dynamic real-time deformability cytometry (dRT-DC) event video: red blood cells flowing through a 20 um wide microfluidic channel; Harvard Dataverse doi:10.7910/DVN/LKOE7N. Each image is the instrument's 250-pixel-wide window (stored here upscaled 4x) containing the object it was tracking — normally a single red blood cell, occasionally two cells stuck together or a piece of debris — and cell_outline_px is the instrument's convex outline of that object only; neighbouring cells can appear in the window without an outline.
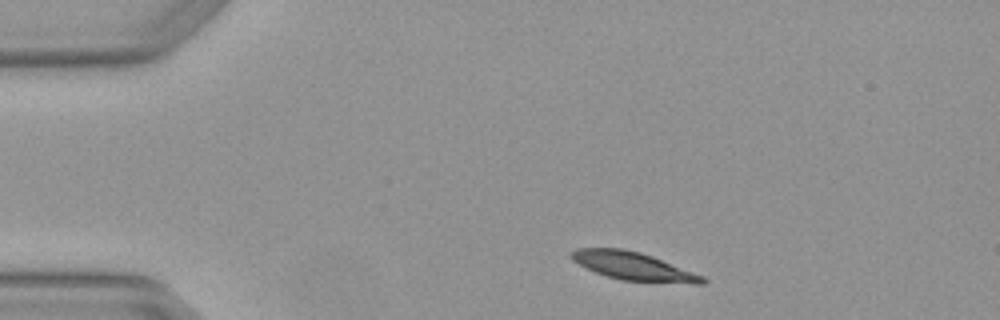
{"species": "Egyptian fruit bat (a non-hibernating species)", "species_latin": "Rousettus aegyptiacus", "temperature_condition": "warm", "stored_images_in_passage": 2, "camera_frame_rate_fps": 3000, "um_per_image_px": 0.085, "animal": {"sex": "female"}, "frame": {"image": 1, "passage_image": 1, "time_ms": 0.0, "image_size_px": [1000, 320], "cell_outline_px": [[708, 280], [704, 284], [696, 284], [620, 280], [596, 272], [572, 260], [568, 256], [568, 252], [576, 248], [624, 248], [640, 252], [652, 256], [704, 276]], "centroid_in_image_um": [53.83, 22.62], "position_along_channel_um": 31.2, "area_um2": 21.5}}